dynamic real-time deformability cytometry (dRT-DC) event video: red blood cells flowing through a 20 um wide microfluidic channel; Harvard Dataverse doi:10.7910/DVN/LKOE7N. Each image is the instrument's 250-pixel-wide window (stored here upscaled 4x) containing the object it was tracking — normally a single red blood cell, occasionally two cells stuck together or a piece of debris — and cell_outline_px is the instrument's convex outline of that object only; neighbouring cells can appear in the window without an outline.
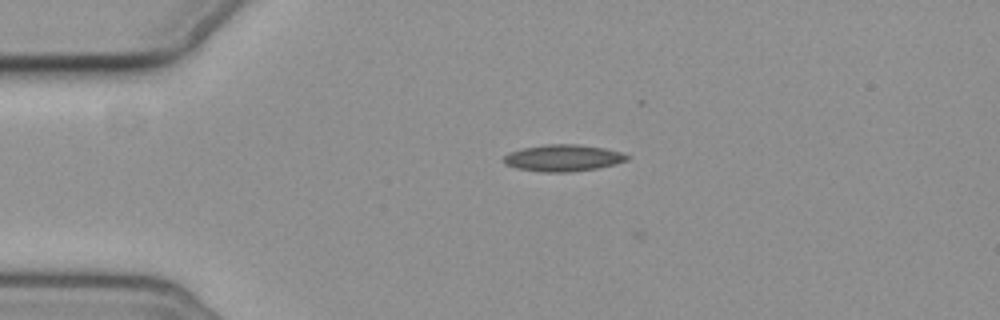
{"species": "common noctule bat (a hibernating species)", "species_latin": "Nyctalus noctula", "temperature_condition": "cold", "stored_images_in_passage": 5, "camera_frame_rate_fps": 3000, "um_per_image_px": 0.085, "animal": {"sex": "female", "body_mass_g": 19.3, "forearm_length_mm": 54.1}, "frame": {"image": 1, "passage_image": 4, "time_ms": 3.667, "image_size_px": [1000, 320], "cell_outline_px": [[628, 160], [616, 164], [596, 168], [568, 172], [540, 172], [516, 168], [504, 164], [504, 156], [508, 152], [524, 148], [544, 144], [580, 144], [604, 148], [624, 152], [628, 156]], "centroid_in_image_um": [47.86, 13.42], "position_along_channel_um": 37.1, "area_um2": 19.31}}